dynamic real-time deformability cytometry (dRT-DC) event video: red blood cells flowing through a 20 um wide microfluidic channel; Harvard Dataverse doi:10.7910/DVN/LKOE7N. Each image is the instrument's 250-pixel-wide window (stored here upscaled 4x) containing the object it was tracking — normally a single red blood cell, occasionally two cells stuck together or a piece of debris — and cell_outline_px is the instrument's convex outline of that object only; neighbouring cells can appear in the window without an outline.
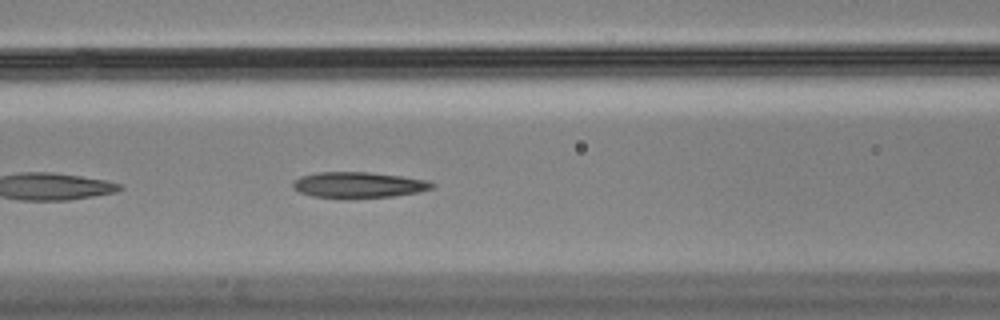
{"species": "Egyptian fruit bat (a non-hibernating species)", "species_latin": "Rousettus aegyptiacus", "temperature_condition": "cold", "stored_images_in_passage": 11, "camera_frame_rate_fps": 3000, "um_per_image_px": 0.085, "animal": {"sex": "male"}, "frame": {"image": 1, "passage_image": 8, "time_ms": 2.333, "image_size_px": [1000, 320], "cell_outline_px": [[436, 184], [432, 188], [420, 192], [392, 196], [348, 200], [312, 196], [300, 192], [292, 188], [292, 184], [300, 176], [320, 172], [368, 172], [400, 176], [428, 180]], "centroid_in_image_um": [30.47, 15.74], "position_along_channel_um": 136.1, "area_um2": 21.39}}